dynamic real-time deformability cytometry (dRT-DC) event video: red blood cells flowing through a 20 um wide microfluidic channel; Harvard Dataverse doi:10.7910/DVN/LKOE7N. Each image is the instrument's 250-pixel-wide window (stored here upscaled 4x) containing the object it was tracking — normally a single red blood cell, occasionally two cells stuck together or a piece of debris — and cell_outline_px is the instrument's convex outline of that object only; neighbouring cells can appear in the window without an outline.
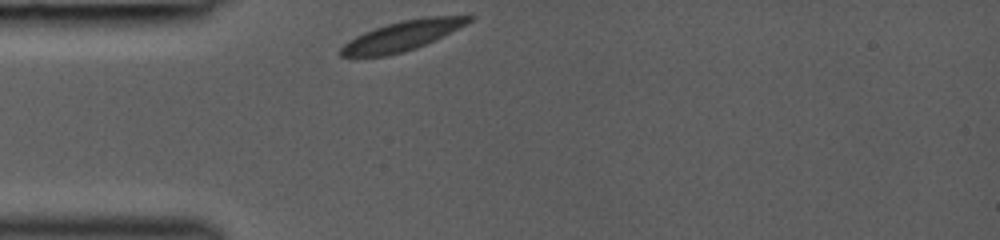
{"species": "common noctule bat (a hibernating species)", "species_latin": "Nyctalus noctula", "temperature_condition": "room temperature", "stored_images_in_passage": 21, "camera_frame_rate_fps": 3000, "um_per_image_px": 0.085, "animal": {"sex": "female", "body_mass_g": 19.0, "forearm_length_mm": 53.3}, "frame": {"image": 1, "passage_image": 1, "time_ms": 0.0, "image_size_px": [1000, 240], "cell_outline_px": [[476, 16], [472, 20], [416, 48], [384, 56], [340, 56], [340, 48], [348, 40], [364, 32], [400, 20], [424, 16]], "centroid_in_image_um": [34.12, 3.03], "position_along_channel_um": 50.9, "area_um2": 21.5}}
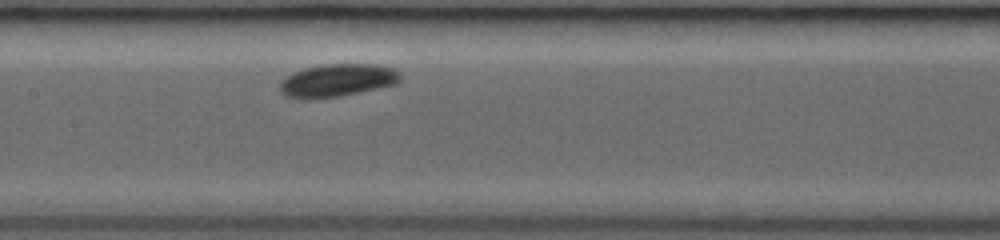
{"frame": {"image": 2, "passage_image": 10, "time_ms": 3.333, "image_size_px": [1000, 240], "cell_outline_px": [[400, 80], [396, 84], [340, 96], [304, 100], [300, 100], [284, 96], [280, 92], [280, 80], [284, 76], [292, 72], [304, 68], [324, 64], [376, 64], [396, 68], [400, 72]], "centroid_in_image_um": [28.62, 6.83], "position_along_channel_um": 178.8, "area_um2": 23.47}}
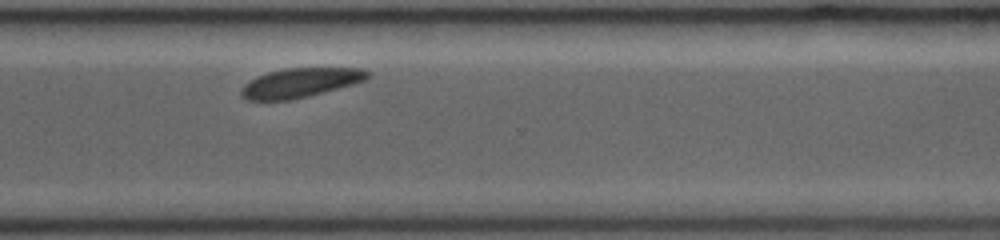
{"frame": {"image": 3, "passage_image": 21, "time_ms": 7.333, "image_size_px": [1000, 240], "cell_outline_px": [[372, 76], [364, 80], [352, 84], [308, 96], [292, 100], [248, 100], [240, 92], [244, 84], [256, 76], [268, 72], [284, 68], [364, 68], [372, 72]], "centroid_in_image_um": [25.55, 7.02], "position_along_channel_um": 345.0, "area_um2": 21.56}}